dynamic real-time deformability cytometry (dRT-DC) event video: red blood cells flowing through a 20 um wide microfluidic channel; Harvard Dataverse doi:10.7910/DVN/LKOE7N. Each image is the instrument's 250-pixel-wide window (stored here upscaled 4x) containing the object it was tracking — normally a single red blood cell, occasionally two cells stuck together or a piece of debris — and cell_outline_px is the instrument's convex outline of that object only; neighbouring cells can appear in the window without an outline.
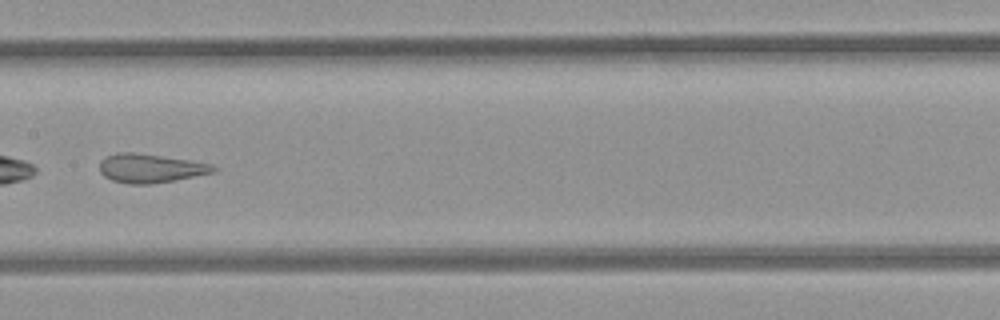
{"species": "common noctule bat (a hibernating species)", "species_latin": "Nyctalus noctula", "temperature_condition": "room temperature", "stored_images_in_passage": 8, "camera_frame_rate_fps": 3000, "um_per_image_px": 0.085, "animal": {"sex": "female", "body_mass_g": 21.9}, "frame": {"image": 1, "passage_image": 7, "time_ms": 7.0, "image_size_px": [1000, 320], "cell_outline_px": [[220, 168], [216, 172], [176, 180], [152, 184], [128, 184], [112, 180], [104, 176], [100, 172], [100, 160], [104, 156], [116, 152], [132, 152], [188, 160], [212, 164]], "centroid_in_image_um": [12.79, 14.31], "position_along_channel_um": 194.6, "area_um2": 19.31}}
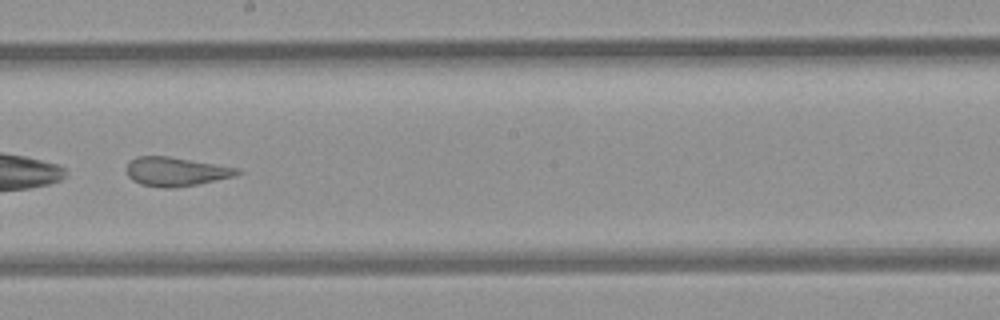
{"frame": {"image": 2, "passage_image": 8, "time_ms": 8.0, "image_size_px": [1000, 320], "cell_outline_px": [[244, 172], [236, 176], [196, 184], [172, 188], [164, 188], [140, 184], [132, 180], [128, 176], [128, 164], [136, 156], [168, 156], [240, 168]], "centroid_in_image_um": [15.0, 14.58], "position_along_channel_um": 233.2, "area_um2": 18.61}}